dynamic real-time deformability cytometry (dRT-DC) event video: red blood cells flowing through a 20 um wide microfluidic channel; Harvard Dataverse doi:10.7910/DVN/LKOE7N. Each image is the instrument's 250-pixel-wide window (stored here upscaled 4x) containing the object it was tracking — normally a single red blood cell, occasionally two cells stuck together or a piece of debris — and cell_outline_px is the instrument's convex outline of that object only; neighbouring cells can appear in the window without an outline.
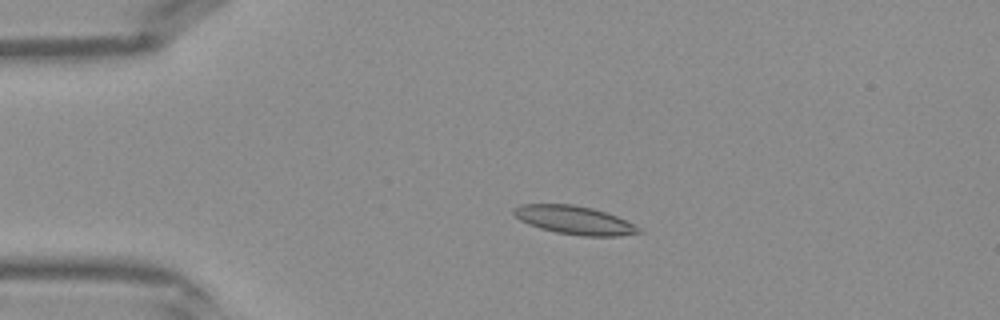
{"species": "Egyptian fruit bat (a non-hibernating species)", "species_latin": "Rousettus aegyptiacus", "temperature_condition": "warm", "stored_images_in_passage": 42, "camera_frame_rate_fps": 3000, "um_per_image_px": 0.085, "frame": {"image": 1, "passage_image": 10, "time_ms": 3.0, "image_size_px": [1000, 320], "cell_outline_px": [[640, 232], [620, 236], [580, 236], [556, 232], [540, 228], [528, 224], [520, 220], [512, 212], [512, 208], [520, 204], [572, 204], [592, 208], [616, 216], [636, 224], [640, 228]], "centroid_in_image_um": [48.8, 18.71], "position_along_channel_um": 36.2, "area_um2": 20.69}}
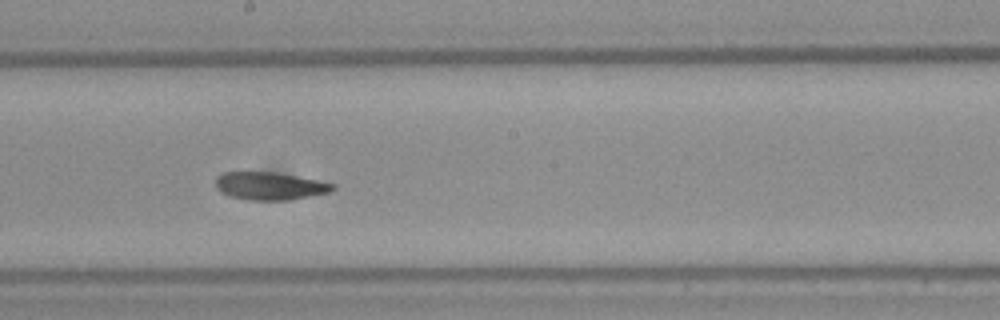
{"frame": {"image": 2, "passage_image": 24, "time_ms": 7.667, "image_size_px": [1000, 320], "cell_outline_px": [[336, 188], [328, 192], [288, 200], [248, 200], [228, 196], [220, 192], [216, 188], [216, 176], [224, 172], [276, 172], [320, 180], [336, 184]], "centroid_in_image_um": [22.92, 15.8], "position_along_channel_um": 225.3, "area_um2": 19.07}}
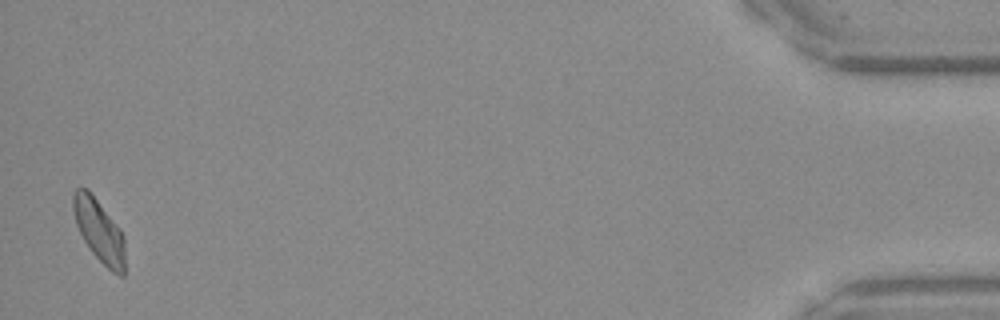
{"frame": {"image": 3, "passage_image": 42, "time_ms": 13.667, "image_size_px": [1000, 320], "cell_outline_px": [[124, 276], [120, 276], [112, 272], [92, 252], [84, 240], [76, 224], [72, 208], [72, 192], [76, 188], [88, 188], [120, 228], [124, 236]], "centroid_in_image_um": [8.42, 19.57], "position_along_channel_um": 426.8, "area_um2": 18.96}}